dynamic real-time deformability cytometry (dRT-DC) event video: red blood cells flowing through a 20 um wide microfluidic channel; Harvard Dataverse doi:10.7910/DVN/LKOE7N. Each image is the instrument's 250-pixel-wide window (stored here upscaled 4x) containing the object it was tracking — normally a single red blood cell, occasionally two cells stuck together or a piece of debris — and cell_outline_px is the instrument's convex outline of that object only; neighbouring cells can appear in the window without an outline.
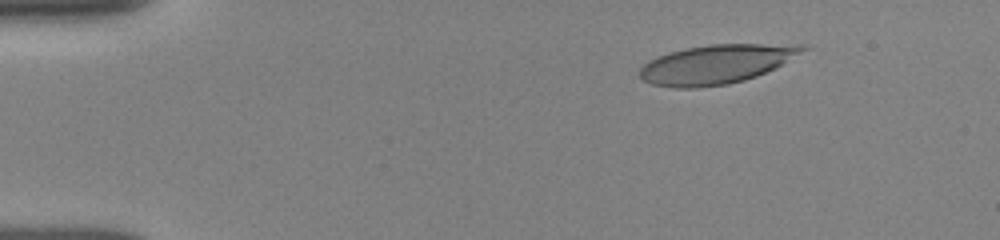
{"species": "human", "species_latin": "Homo sapiens", "temperature_condition": "room temperature", "stored_images_in_passage": 18, "camera_frame_rate_fps": 3000, "um_per_image_px": 0.085, "donor": {"sex": "female"}, "frame": {"image": 1, "passage_image": 4, "time_ms": 1.667, "image_size_px": [1000, 240], "cell_outline_px": [[812, 48], [756, 76], [744, 80], [728, 84], [696, 88], [676, 88], [652, 84], [644, 80], [640, 76], [640, 68], [648, 60], [656, 56], [668, 52], [688, 48], [712, 44], [804, 44]], "centroid_in_image_um": [60.89, 5.45], "position_along_channel_um": 24.1, "area_um2": 36.99}}
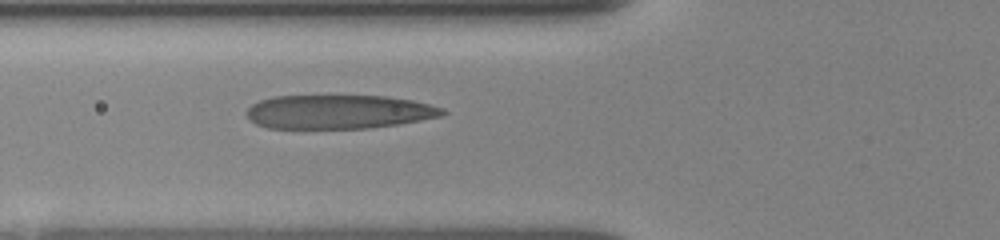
{"frame": {"image": 2, "passage_image": 16, "time_ms": 5.667, "image_size_px": [1000, 240], "cell_outline_px": [[448, 112], [440, 116], [400, 124], [368, 128], [268, 128], [256, 124], [248, 116], [248, 108], [252, 104], [260, 100], [272, 96], [384, 96], [412, 100], [444, 108]], "centroid_in_image_um": [28.81, 9.5], "position_along_channel_um": 97.0, "area_um2": 38.55}}
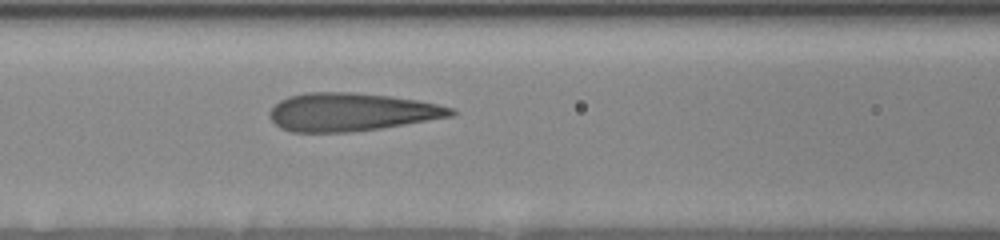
{"frame": {"image": 3, "passage_image": 18, "time_ms": 6.667, "image_size_px": [1000, 240], "cell_outline_px": [[456, 112], [452, 116], [380, 128], [352, 132], [292, 132], [280, 128], [268, 116], [268, 112], [280, 100], [288, 96], [304, 92], [352, 92], [388, 96], [416, 100], [436, 104], [452, 108]], "centroid_in_image_um": [29.79, 9.52], "position_along_channel_um": 136.8, "area_um2": 40.06}}